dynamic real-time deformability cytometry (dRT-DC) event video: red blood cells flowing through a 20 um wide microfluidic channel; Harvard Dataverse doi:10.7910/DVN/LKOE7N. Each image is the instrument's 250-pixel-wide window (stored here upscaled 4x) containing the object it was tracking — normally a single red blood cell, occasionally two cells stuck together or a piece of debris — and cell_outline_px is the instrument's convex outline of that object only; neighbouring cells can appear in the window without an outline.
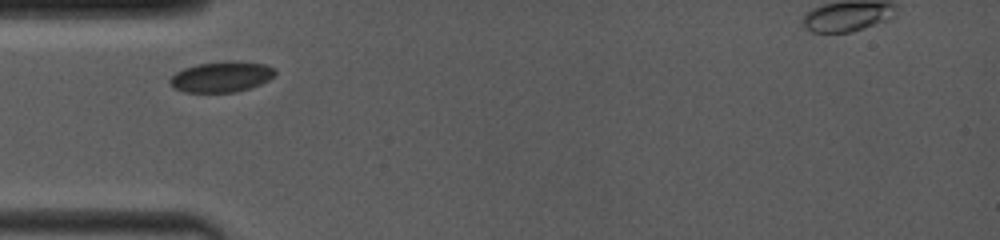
{"species": "common noctule bat (a hibernating species)", "species_latin": "Nyctalus noctula", "temperature_condition": "room temperature", "stored_images_in_passage": 25, "camera_frame_rate_fps": 4000, "um_per_image_px": 0.085, "animal": {"sex": "female", "body_mass_g": 19.0, "forearm_length_mm": 53.3}, "frame": {"image": 1, "passage_image": 3, "time_ms": 1.0, "image_size_px": [1000, 240], "cell_outline_px": [[276, 72], [268, 80], [252, 88], [236, 92], [184, 92], [176, 88], [168, 80], [176, 72], [184, 68], [196, 64], [224, 60], [236, 60], [264, 64], [272, 68]], "centroid_in_image_um": [18.83, 6.51], "position_along_channel_um": 66.2, "area_um2": 18.84}}
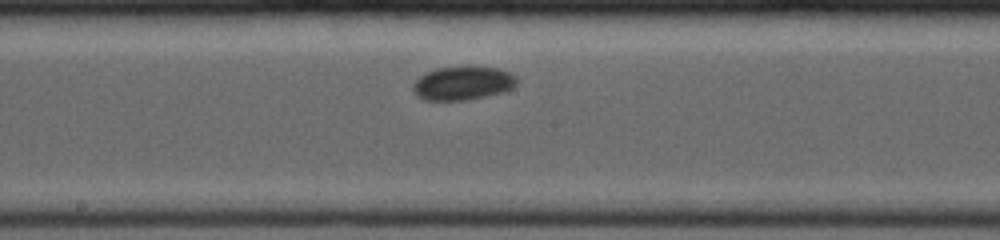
{"frame": {"image": 2, "passage_image": 12, "time_ms": 4.75, "image_size_px": [1000, 240], "cell_outline_px": [[516, 84], [512, 88], [504, 92], [468, 100], [424, 100], [416, 96], [412, 92], [412, 84], [420, 76], [436, 68], [468, 64], [500, 68], [516, 76]], "centroid_in_image_um": [39.33, 7.04], "position_along_channel_um": 208.9, "area_um2": 21.04}}
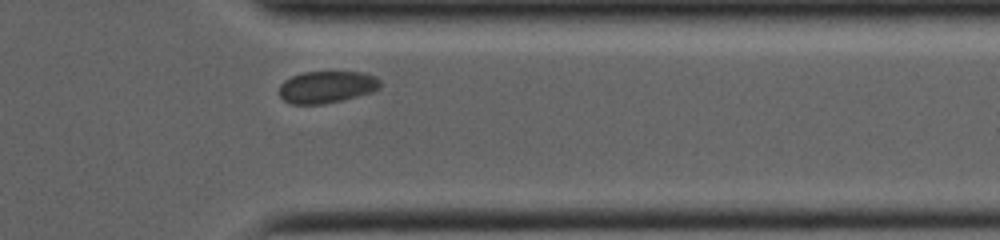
{"frame": {"image": 3, "passage_image": 22, "time_ms": 9.25, "image_size_px": [1000, 240], "cell_outline_px": [[380, 88], [372, 92], [324, 104], [292, 104], [284, 100], [280, 96], [280, 84], [284, 80], [292, 76], [304, 72], [364, 72], [376, 76], [380, 80]], "centroid_in_image_um": [27.78, 7.38], "position_along_channel_um": 383.6, "area_um2": 18.79}, "authors_computed_cell_mechanics": {"area_um2": 19.941, "velocity_mm_per_s": 3.8443, "shape_relaxation_time_tau1_ms": 0.8261, "shape_relaxation_time_tau2_ms": null, "deformation_change_tau1": 0.0364, "deformation_change_tau2": null}}